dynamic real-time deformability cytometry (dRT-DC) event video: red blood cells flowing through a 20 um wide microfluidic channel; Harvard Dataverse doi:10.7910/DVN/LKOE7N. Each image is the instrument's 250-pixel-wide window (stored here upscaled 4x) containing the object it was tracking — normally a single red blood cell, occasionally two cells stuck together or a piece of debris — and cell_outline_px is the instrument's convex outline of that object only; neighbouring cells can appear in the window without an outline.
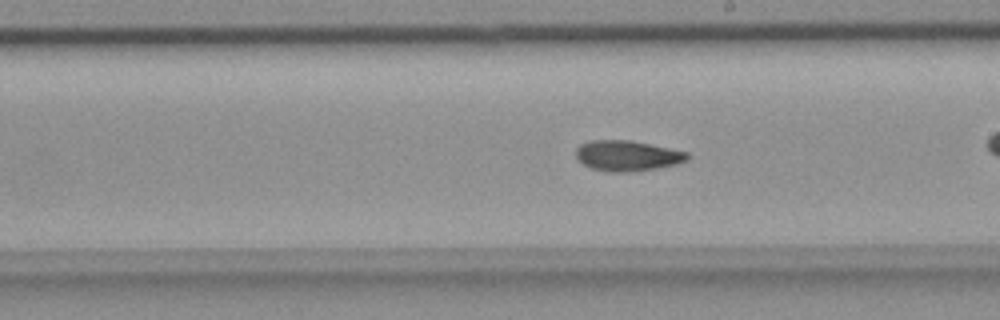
{"species": "common noctule bat (a hibernating species)", "species_latin": "Nyctalus noctula", "temperature_condition": "room temperature", "stored_images_in_passage": 45, "camera_frame_rate_fps": 3000, "um_per_image_px": 0.085, "animal": {"sex": "female", "body_mass_g": 18.4}, "frame": {"image": 1, "passage_image": 32, "time_ms": 10.333, "image_size_px": [1000, 320], "cell_outline_px": [[688, 160], [676, 164], [656, 168], [624, 172], [608, 172], [592, 168], [576, 160], [576, 148], [580, 144], [592, 140], [632, 140], [688, 152]], "centroid_in_image_um": [53.29, 13.23], "position_along_channel_um": 235.7, "area_um2": 19.77}}
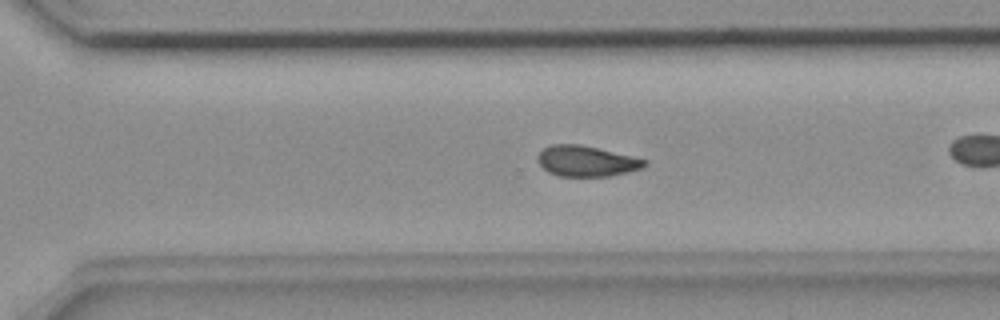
{"frame": {"image": 2, "passage_image": 39, "time_ms": 12.667, "image_size_px": [1000, 320], "cell_outline_px": [[648, 164], [640, 168], [628, 172], [608, 176], [560, 176], [548, 172], [540, 164], [540, 152], [544, 148], [552, 144], [580, 144], [632, 156], [648, 160]], "centroid_in_image_um": [49.88, 13.69], "position_along_channel_um": 320.7, "area_um2": 18.79}}